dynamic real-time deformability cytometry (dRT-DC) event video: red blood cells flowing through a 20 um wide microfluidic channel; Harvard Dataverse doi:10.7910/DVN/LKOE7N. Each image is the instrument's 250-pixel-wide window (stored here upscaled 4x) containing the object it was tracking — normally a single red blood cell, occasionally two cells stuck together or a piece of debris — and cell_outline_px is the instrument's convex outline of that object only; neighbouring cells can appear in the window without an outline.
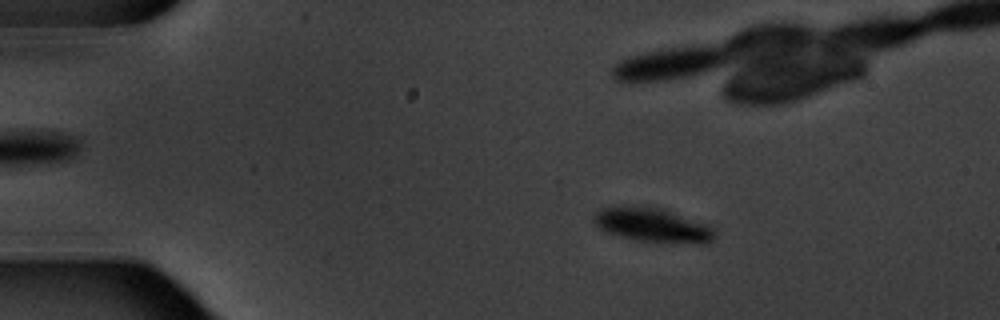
{"species": "common noctule bat (a hibernating species)", "species_latin": "Nyctalus noctula", "temperature_condition": "warm", "stored_images_in_passage": 7, "camera_frame_rate_fps": 3000, "um_per_image_px": 0.085, "animal": {"sex": "male", "body_mass_g": 20.1, "forearm_length_mm": 53.5}, "frame": {"image": 1, "passage_image": 3, "time_ms": 2.333, "image_size_px": [1000, 320], "cell_outline_px": [[716, 236], [708, 244], [700, 244], [636, 240], [608, 232], [600, 228], [592, 220], [596, 212], [600, 208], [664, 208], [708, 224], [716, 232]], "centroid_in_image_um": [55.58, 19.16], "position_along_channel_um": 29.4, "area_um2": 23.52}}